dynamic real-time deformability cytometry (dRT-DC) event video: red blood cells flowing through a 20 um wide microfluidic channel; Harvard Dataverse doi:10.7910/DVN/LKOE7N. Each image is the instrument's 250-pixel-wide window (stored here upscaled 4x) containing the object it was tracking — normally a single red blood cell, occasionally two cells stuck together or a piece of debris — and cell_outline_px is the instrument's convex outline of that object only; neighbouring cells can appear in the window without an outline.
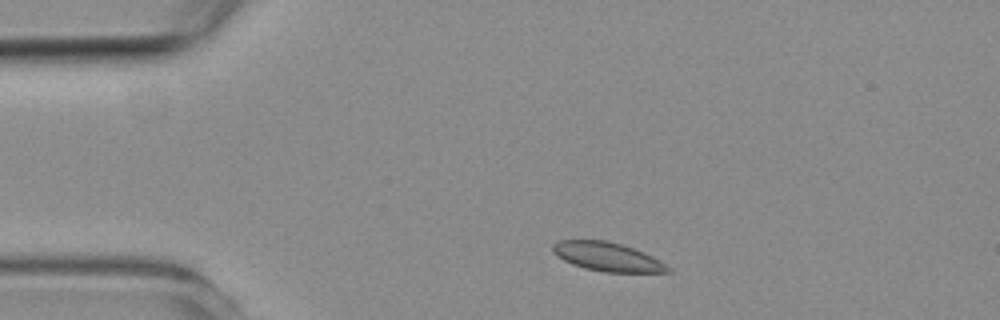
{"species": "common noctule bat (a hibernating species)", "species_latin": "Nyctalus noctula", "temperature_condition": "room temperature", "stored_images_in_passage": 2, "camera_frame_rate_fps": 3000, "um_per_image_px": 0.085, "animal": {"sex": "female", "body_mass_g": 19.3, "forearm_length_mm": 54.1}, "frame": {"image": 1, "passage_image": 1, "time_ms": 0.0, "image_size_px": [1000, 320], "cell_outline_px": [[672, 272], [604, 272], [584, 268], [572, 264], [556, 256], [552, 252], [552, 244], [560, 240], [604, 240], [620, 244], [644, 252], [660, 260], [672, 268]], "centroid_in_image_um": [51.62, 21.83], "position_along_channel_um": 33.4, "area_um2": 19.36}}